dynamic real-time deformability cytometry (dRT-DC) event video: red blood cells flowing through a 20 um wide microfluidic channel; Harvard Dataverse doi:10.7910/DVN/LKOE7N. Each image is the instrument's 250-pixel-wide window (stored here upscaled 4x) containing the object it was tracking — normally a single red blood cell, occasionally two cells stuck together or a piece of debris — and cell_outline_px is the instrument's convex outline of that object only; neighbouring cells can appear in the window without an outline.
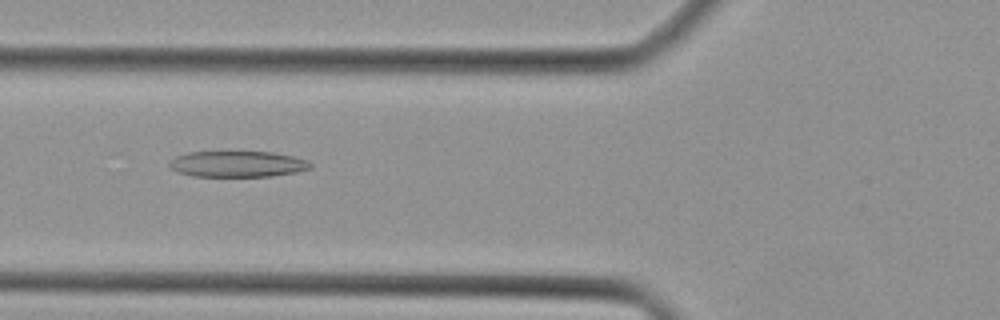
{"species": "Egyptian fruit bat (a non-hibernating species)", "species_latin": "Rousettus aegyptiacus", "temperature_condition": "cold", "stored_images_in_passage": 44, "camera_frame_rate_fps": 3000, "um_per_image_px": 0.085, "animal": {"sex": "female"}, "frame": {"image": 1, "passage_image": 16, "time_ms": 5.0, "image_size_px": [1000, 320], "cell_outline_px": [[312, 168], [296, 172], [272, 176], [192, 176], [180, 172], [172, 168], [168, 164], [176, 156], [188, 152], [272, 152], [292, 156], [308, 160], [312, 164]], "centroid_in_image_um": [20.23, 13.94], "position_along_channel_um": 105.6, "area_um2": 21.21}}
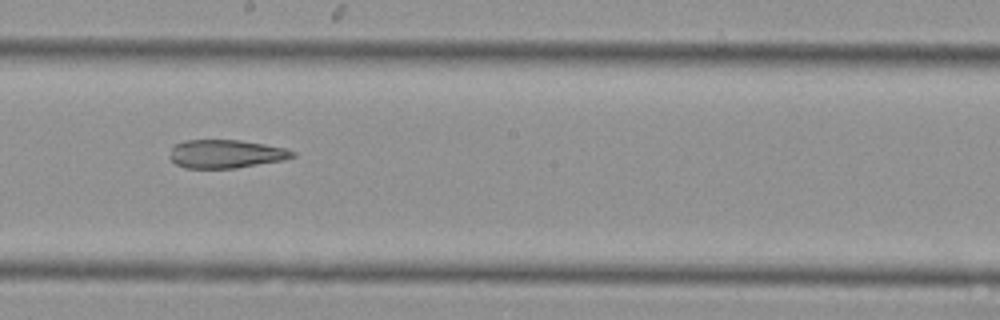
{"frame": {"image": 2, "passage_image": 24, "time_ms": 7.667, "image_size_px": [1000, 320], "cell_outline_px": [[296, 156], [284, 160], [236, 168], [184, 168], [176, 164], [168, 156], [172, 144], [184, 140], [240, 140], [288, 148], [296, 152]], "centroid_in_image_um": [19.19, 13.07], "position_along_channel_um": 229.0, "area_um2": 20.63}}
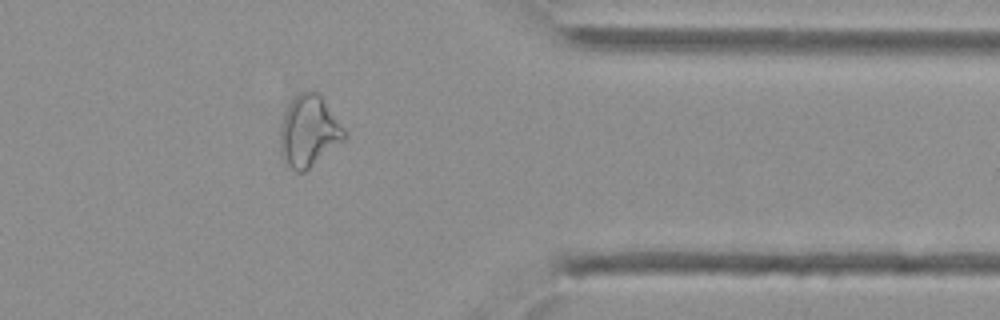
{"frame": {"image": 3, "passage_image": 35, "time_ms": 11.333, "image_size_px": [1000, 320], "cell_outline_px": [[348, 136], [344, 140], [304, 172], [296, 172], [284, 164], [280, 152], [280, 128], [284, 112], [292, 96], [300, 92], [316, 92], [320, 96], [344, 128]], "centroid_in_image_um": [26.21, 11.17], "position_along_channel_um": 385.2, "area_um2": 26.65}}